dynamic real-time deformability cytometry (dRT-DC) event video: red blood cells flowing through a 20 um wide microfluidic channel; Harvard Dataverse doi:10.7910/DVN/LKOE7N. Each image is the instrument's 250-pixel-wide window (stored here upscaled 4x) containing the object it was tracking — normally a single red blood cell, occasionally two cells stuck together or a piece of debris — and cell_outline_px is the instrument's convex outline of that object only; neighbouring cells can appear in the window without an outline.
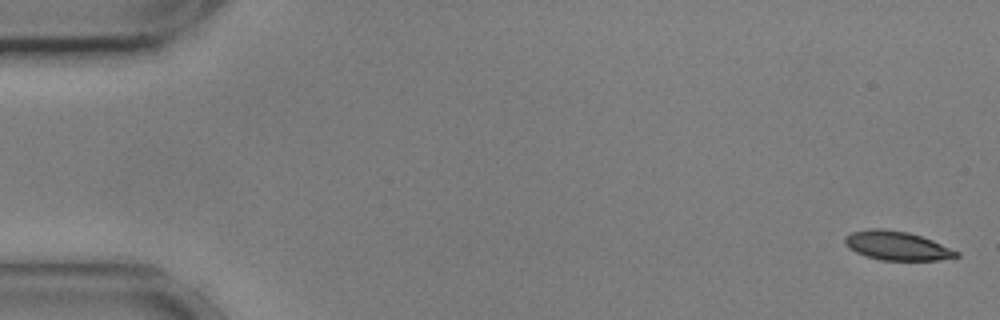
{"species": "common noctule bat (a hibernating species)", "species_latin": "Nyctalus noctula", "temperature_condition": "cold", "stored_images_in_passage": 9, "camera_frame_rate_fps": 3000, "um_per_image_px": 0.085, "animal": {"sex": "male", "body_mass_g": 17.9, "forearm_length_mm": 54.2}, "frame": {"image": 1, "passage_image": 1, "time_ms": 0.0, "image_size_px": [1000, 320], "cell_outline_px": [[960, 256], [940, 260], [880, 260], [856, 252], [848, 248], [844, 244], [844, 236], [852, 232], [868, 228], [884, 228], [908, 232], [932, 240], [960, 252]], "centroid_in_image_um": [76.22, 20.87], "position_along_channel_um": 8.8, "area_um2": 18.9}}